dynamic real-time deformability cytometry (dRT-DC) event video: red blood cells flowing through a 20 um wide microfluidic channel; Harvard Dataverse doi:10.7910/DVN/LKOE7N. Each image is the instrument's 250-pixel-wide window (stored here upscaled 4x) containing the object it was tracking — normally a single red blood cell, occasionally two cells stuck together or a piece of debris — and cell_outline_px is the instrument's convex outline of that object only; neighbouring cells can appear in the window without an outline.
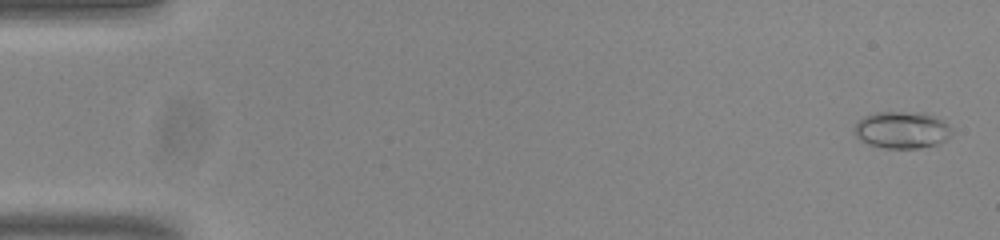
{"species": "common noctule bat (a hibernating species)", "species_latin": "Nyctalus noctula", "temperature_condition": "room temperature", "stored_images_in_passage": 54, "camera_frame_rate_fps": 3000, "um_per_image_px": 0.085, "animal": {"sex": "male", "body_mass_g": 20.0, "forearm_length_mm": 53.3}, "frame": {"image": 1, "passage_image": 2, "time_ms": 0.333, "image_size_px": [1000, 240], "cell_outline_px": [[952, 136], [936, 144], [916, 148], [884, 148], [868, 144], [860, 140], [856, 136], [852, 128], [856, 120], [864, 116], [876, 112], [924, 112], [948, 124], [952, 128]], "centroid_in_image_um": [76.61, 11.04], "position_along_channel_um": 8.4, "area_um2": 21.15}}
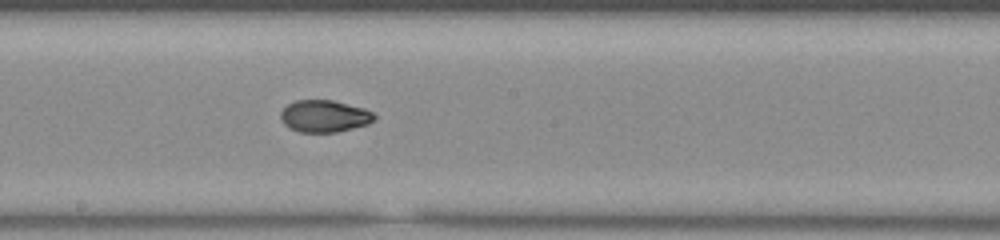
{"frame": {"image": 2, "passage_image": 30, "time_ms": 9.667, "image_size_px": [1000, 240], "cell_outline_px": [[376, 116], [368, 124], [336, 132], [300, 132], [288, 128], [284, 124], [280, 116], [280, 112], [288, 104], [296, 100], [332, 100], [364, 108], [372, 112]], "centroid_in_image_um": [27.54, 9.87], "position_along_channel_um": 220.7, "area_um2": 17.4}}
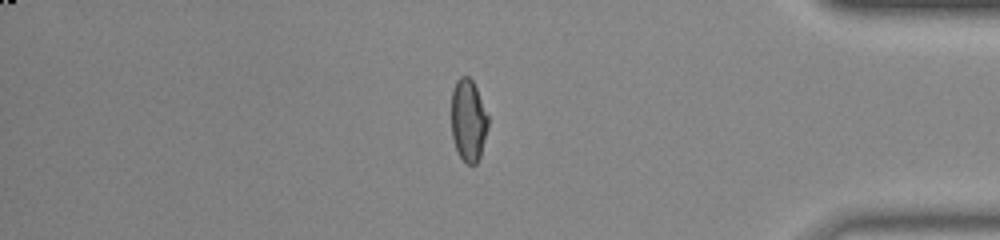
{"frame": {"image": 3, "passage_image": 46, "time_ms": 15.0, "image_size_px": [1000, 240], "cell_outline_px": [[488, 128], [480, 156], [476, 164], [468, 164], [460, 156], [456, 148], [452, 136], [452, 92], [456, 80], [460, 76], [468, 76], [472, 80], [476, 88], [488, 116]], "centroid_in_image_um": [39.81, 10.22], "position_along_channel_um": 395.4, "area_um2": 17.4}, "authors_computed_cell_mechanics": {"area_um2": 18.0914, "velocity_mm_per_s": 3.8307, "shape_relaxation_time_tau1_ms": 6.7978, "shape_relaxation_time_tau2_ms": 1.2948, "deformation_change_tau1": 0.1863, "deformation_change_tau2": 0.0479}}